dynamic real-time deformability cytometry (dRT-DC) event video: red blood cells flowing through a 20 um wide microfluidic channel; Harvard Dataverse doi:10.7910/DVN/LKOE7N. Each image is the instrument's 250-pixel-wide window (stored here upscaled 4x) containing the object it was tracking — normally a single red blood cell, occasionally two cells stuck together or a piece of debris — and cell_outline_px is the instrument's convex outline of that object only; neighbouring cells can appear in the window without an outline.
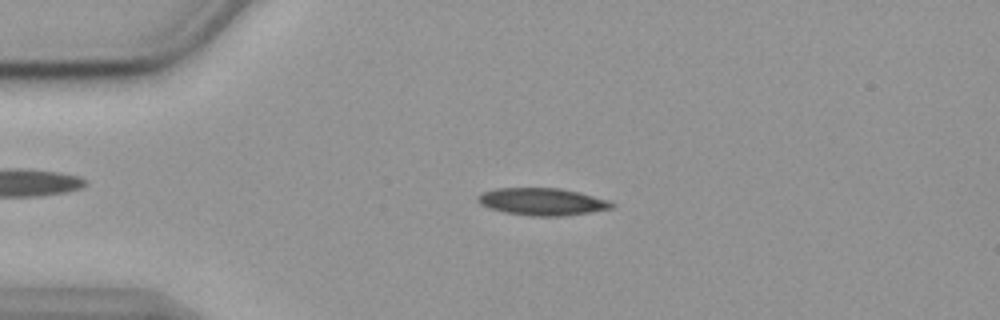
{"species": "common noctule bat (a hibernating species)", "species_latin": "Nyctalus noctula", "temperature_condition": "cold", "stored_images_in_passage": 55, "camera_frame_rate_fps": 3000, "um_per_image_px": 0.085, "animal": {"sex": "female", "body_mass_g": 19.9}, "frame": {"image": 1, "passage_image": 12, "time_ms": 3.667, "image_size_px": [1000, 320], "cell_outline_px": [[616, 204], [612, 208], [592, 212], [564, 216], [528, 216], [504, 212], [488, 208], [480, 204], [476, 200], [476, 196], [484, 192], [496, 188], [560, 188], [580, 192], [608, 200]], "centroid_in_image_um": [46.08, 17.15], "position_along_channel_um": 38.9, "area_um2": 21.5}}
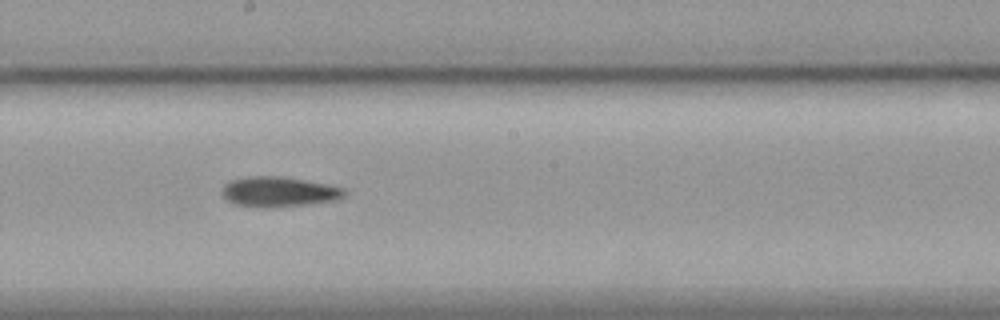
{"frame": {"image": 2, "passage_image": 30, "time_ms": 9.667, "image_size_px": [1000, 320], "cell_outline_px": [[348, 192], [344, 196], [336, 200], [304, 204], [268, 208], [236, 204], [228, 200], [220, 192], [224, 184], [232, 180], [248, 176], [284, 176], [328, 184], [344, 188]], "centroid_in_image_um": [23.71, 16.28], "position_along_channel_um": 224.5, "area_um2": 21.44}}
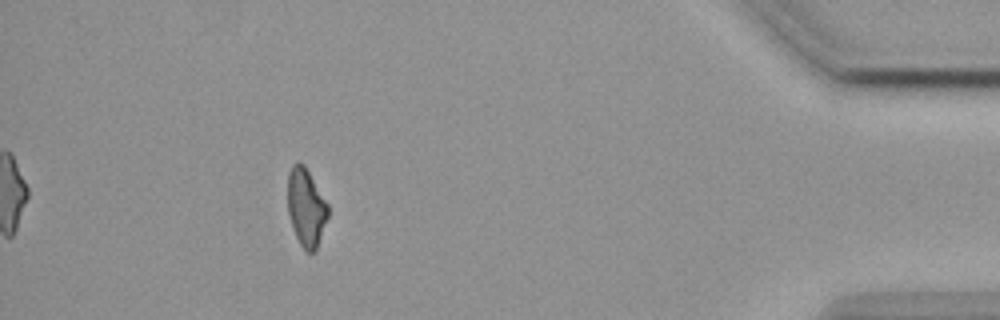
{"frame": {"image": 3, "passage_image": 50, "time_ms": 16.333, "image_size_px": [1000, 320], "cell_outline_px": [[328, 216], [316, 252], [308, 252], [300, 244], [296, 236], [288, 212], [288, 172], [292, 164], [296, 160], [304, 164], [328, 204]], "centroid_in_image_um": [26.02, 17.6], "position_along_channel_um": 409.2, "area_um2": 18.26}}